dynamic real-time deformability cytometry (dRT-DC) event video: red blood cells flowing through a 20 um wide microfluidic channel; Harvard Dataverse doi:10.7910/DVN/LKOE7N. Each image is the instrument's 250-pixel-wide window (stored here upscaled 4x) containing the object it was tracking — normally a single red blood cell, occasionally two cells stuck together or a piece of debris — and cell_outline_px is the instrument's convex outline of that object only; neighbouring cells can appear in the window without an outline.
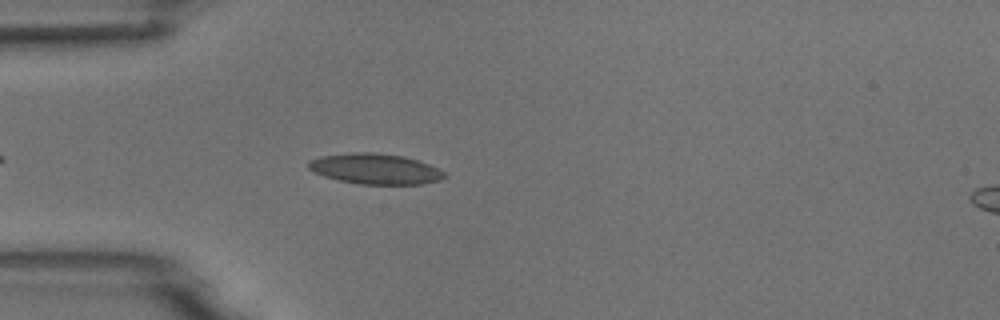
{"species": "common noctule bat (a hibernating species)", "species_latin": "Nyctalus noctula", "temperature_condition": "room temperature", "stored_images_in_passage": 5, "camera_frame_rate_fps": 3000, "um_per_image_px": 0.085, "animal": {"sex": "male", "body_mass_g": 18.8}, "frame": {"image": 1, "passage_image": 5, "time_ms": 1.333, "image_size_px": [1000, 320], "cell_outline_px": [[448, 176], [440, 180], [424, 184], [360, 184], [340, 180], [324, 176], [308, 168], [308, 160], [320, 156], [352, 152], [376, 152], [404, 156], [440, 168]], "centroid_in_image_um": [31.92, 14.35], "position_along_channel_um": 53.1, "area_um2": 24.28}}